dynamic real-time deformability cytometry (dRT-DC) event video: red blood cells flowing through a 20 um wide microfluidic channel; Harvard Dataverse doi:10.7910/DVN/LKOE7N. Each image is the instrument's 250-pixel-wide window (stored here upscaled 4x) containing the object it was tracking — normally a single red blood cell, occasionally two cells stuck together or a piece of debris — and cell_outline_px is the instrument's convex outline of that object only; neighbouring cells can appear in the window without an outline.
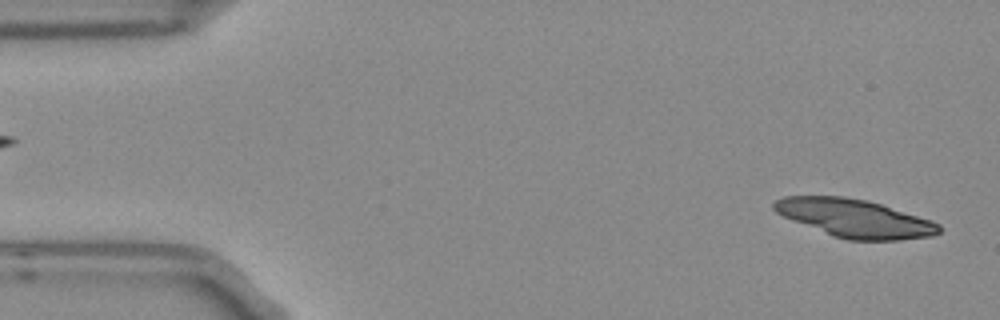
{"species": "Egyptian fruit bat (a non-hibernating species)", "species_latin": "Rousettus aegyptiacus", "temperature_condition": "room temperature", "stored_images_in_passage": 4, "segment_of_instrument_passage": [2, 2], "camera_frame_rate_fps": 3000, "um_per_image_px": 0.085, "frame": {"image": 1, "passage_image": 4, "time_ms": 1.0, "image_size_px": [1000, 320], "cell_outline_px": [[944, 228], [940, 232], [932, 236], [900, 240], [848, 240], [832, 236], [784, 216], [776, 212], [772, 208], [772, 204], [776, 200], [784, 196], [844, 196], [868, 200], [932, 220], [940, 224]], "centroid_in_image_um": [72.69, 18.55], "position_along_channel_um": 12.3, "area_um2": 36.65}}